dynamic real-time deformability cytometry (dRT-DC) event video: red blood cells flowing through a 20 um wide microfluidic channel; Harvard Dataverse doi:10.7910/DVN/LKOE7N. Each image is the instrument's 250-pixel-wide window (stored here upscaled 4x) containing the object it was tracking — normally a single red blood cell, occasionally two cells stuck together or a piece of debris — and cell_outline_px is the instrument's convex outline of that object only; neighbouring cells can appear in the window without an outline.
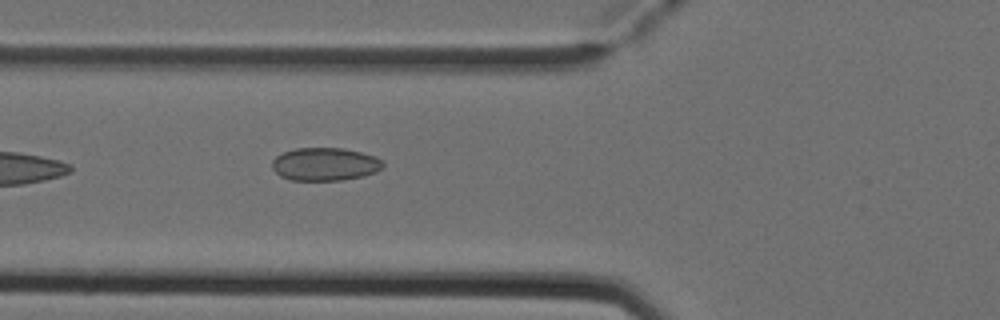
{"species": "Egyptian fruit bat (a non-hibernating species)", "species_latin": "Rousettus aegyptiacus", "temperature_condition": "cold", "stored_images_in_passage": 3, "camera_frame_rate_fps": 3000, "um_per_image_px": 0.085, "animal": {"sex": "female"}, "frame": {"image": 1, "passage_image": 3, "time_ms": 0.667, "image_size_px": [1000, 320], "cell_outline_px": [[384, 164], [376, 172], [364, 176], [344, 180], [292, 180], [280, 176], [272, 168], [272, 160], [276, 156], [284, 152], [296, 148], [344, 148], [360, 152], [372, 156], [380, 160]], "centroid_in_image_um": [27.59, 13.96], "position_along_channel_um": 98.2, "area_um2": 21.21}}